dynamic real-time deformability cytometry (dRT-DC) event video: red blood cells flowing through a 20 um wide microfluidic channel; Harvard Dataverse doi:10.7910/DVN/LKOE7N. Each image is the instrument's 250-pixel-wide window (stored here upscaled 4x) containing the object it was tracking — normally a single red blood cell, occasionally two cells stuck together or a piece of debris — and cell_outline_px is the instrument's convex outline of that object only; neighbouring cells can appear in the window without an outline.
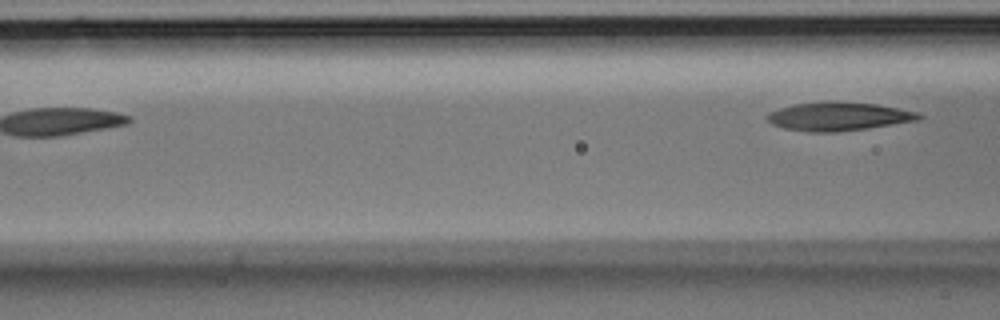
{"species": "Egyptian fruit bat (a non-hibernating species)", "species_latin": "Rousettus aegyptiacus", "temperature_condition": "room temperature", "stored_images_in_passage": 5, "camera_frame_rate_fps": 3000, "um_per_image_px": 0.085, "animal": {"sex": "male"}, "frame": {"image": 1, "passage_image": 5, "time_ms": 1.333, "image_size_px": [1000, 320], "cell_outline_px": [[924, 116], [920, 120], [868, 128], [836, 132], [808, 132], [784, 128], [772, 124], [764, 116], [768, 112], [780, 108], [796, 104], [828, 100], [876, 104], [916, 112]], "centroid_in_image_um": [71.25, 9.89], "position_along_channel_um": 95.4, "area_um2": 25.32}}